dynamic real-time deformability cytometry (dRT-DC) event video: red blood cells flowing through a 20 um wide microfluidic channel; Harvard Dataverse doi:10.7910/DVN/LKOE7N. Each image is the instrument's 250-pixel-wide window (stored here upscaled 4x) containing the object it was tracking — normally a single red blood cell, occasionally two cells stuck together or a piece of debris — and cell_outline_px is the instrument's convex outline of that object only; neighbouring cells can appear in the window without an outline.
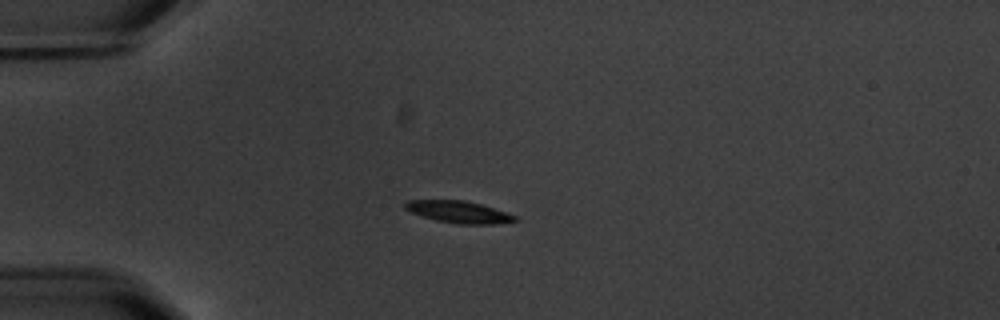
{"species": "common noctule bat (a hibernating species)", "species_latin": "Nyctalus noctula", "temperature_condition": "warm", "stored_images_in_passage": 7, "camera_frame_rate_fps": 3000, "um_per_image_px": 0.085, "animal": {"sex": "male", "body_mass_g": 20.1, "forearm_length_mm": 53.5}, "frame": {"image": 1, "passage_image": 4, "time_ms": 3.667, "image_size_px": [1000, 320], "cell_outline_px": [[516, 220], [492, 224], [456, 224], [436, 220], [412, 212], [404, 208], [404, 204], [408, 200], [464, 200], [480, 204], [516, 216]], "centroid_in_image_um": [38.94, 18.01], "position_along_channel_um": 46.1, "area_um2": 13.7}}
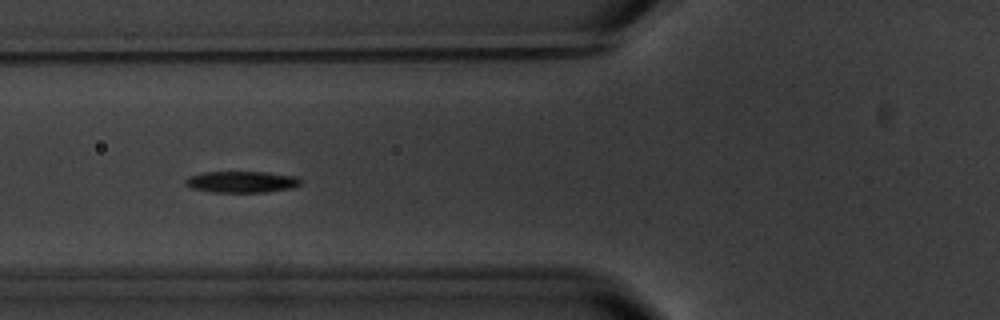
{"frame": {"image": 2, "passage_image": 6, "time_ms": 6.0, "image_size_px": [1000, 320], "cell_outline_px": [[304, 180], [300, 184], [292, 188], [268, 192], [208, 192], [192, 188], [184, 184], [184, 180], [188, 176], [204, 172], [268, 172], [296, 176]], "centroid_in_image_um": [20.55, 15.46], "position_along_channel_um": 105.3, "area_um2": 14.62}}
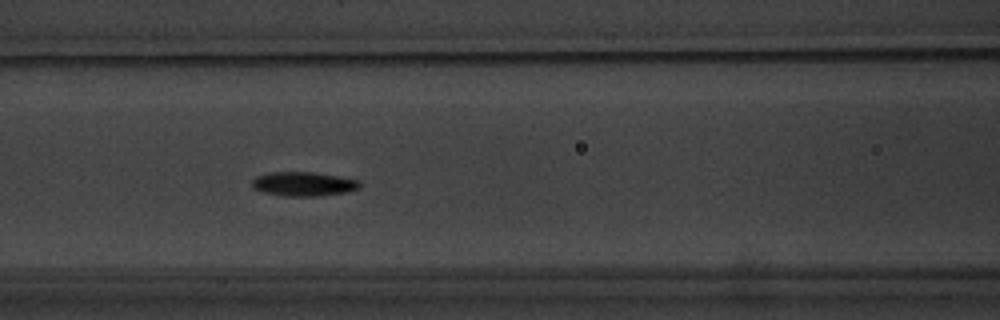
{"frame": {"image": 3, "passage_image": 7, "time_ms": 7.0, "image_size_px": [1000, 320], "cell_outline_px": [[360, 188], [348, 192], [316, 196], [284, 196], [264, 192], [252, 188], [252, 180], [256, 176], [268, 172], [312, 172], [340, 176], [360, 180]], "centroid_in_image_um": [25.81, 15.63], "position_along_channel_um": 140.8, "area_um2": 15.32}}